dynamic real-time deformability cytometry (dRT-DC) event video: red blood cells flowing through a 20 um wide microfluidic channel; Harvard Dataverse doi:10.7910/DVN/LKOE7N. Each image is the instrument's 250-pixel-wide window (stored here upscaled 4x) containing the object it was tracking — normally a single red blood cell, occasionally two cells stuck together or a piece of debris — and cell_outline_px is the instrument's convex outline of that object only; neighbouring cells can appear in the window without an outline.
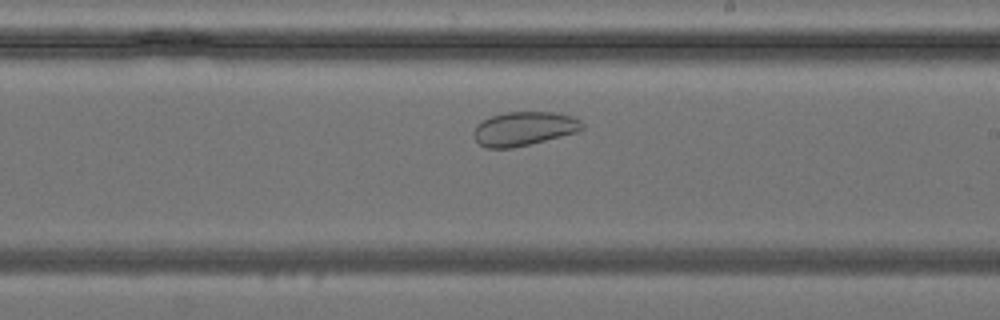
{"species": "common noctule bat (a hibernating species)", "species_latin": "Nyctalus noctula", "temperature_condition": "cold", "stored_images_in_passage": 31, "camera_frame_rate_fps": 3000, "um_per_image_px": 0.085, "animal": {"sex": "female", "body_mass_g": 24.6, "forearm_length_mm": 56.2}, "frame": {"image": 1, "passage_image": 18, "time_ms": 5.667, "image_size_px": [1000, 320], "cell_outline_px": [[584, 128], [580, 132], [512, 148], [484, 148], [472, 136], [472, 132], [476, 124], [492, 116], [508, 112], [552, 112], [572, 116], [580, 120], [584, 124]], "centroid_in_image_um": [44.54, 10.94], "position_along_channel_um": 244.5, "area_um2": 21.62}}